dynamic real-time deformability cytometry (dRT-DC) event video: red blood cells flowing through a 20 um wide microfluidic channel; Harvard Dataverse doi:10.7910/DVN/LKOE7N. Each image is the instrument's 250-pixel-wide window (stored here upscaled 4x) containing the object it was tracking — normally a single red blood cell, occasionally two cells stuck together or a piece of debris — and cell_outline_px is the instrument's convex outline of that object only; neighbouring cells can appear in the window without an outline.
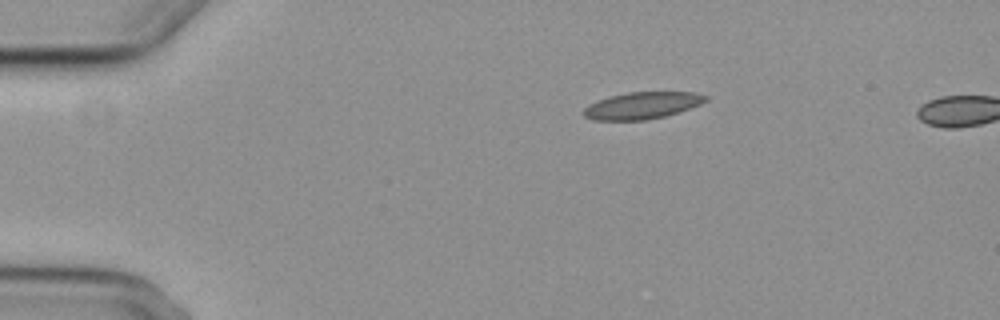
{"species": "common noctule bat (a hibernating species)", "species_latin": "Nyctalus noctula", "temperature_condition": "cold", "stored_images_in_passage": 6, "camera_frame_rate_fps": 3000, "um_per_image_px": 0.085, "animal": {"sex": "female", "body_mass_g": 29.2, "forearm_length_mm": 56.3}, "frame": {"image": 1, "passage_image": 6, "time_ms": 6.0, "image_size_px": [1000, 320], "cell_outline_px": [[708, 100], [700, 104], [664, 116], [644, 120], [592, 120], [584, 116], [584, 108], [588, 104], [596, 100], [608, 96], [628, 92], [696, 92], [708, 96]], "centroid_in_image_um": [54.54, 8.95], "position_along_channel_um": 30.5, "area_um2": 19.07}}